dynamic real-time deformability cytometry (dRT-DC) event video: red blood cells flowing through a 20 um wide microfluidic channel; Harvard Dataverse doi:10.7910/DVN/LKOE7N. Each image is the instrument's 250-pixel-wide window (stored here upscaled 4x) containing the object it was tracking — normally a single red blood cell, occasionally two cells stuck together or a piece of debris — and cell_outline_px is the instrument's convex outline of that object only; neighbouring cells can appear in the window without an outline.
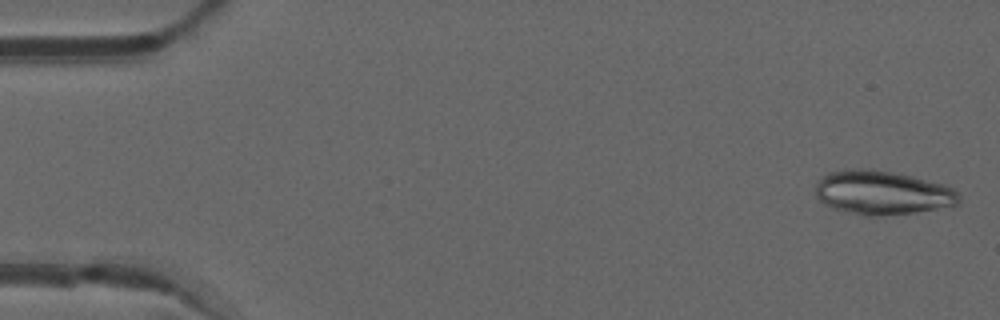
{"species": "common noctule bat (a hibernating species)", "species_latin": "Nyctalus noctula", "temperature_condition": "warm", "stored_images_in_passage": 49, "segment_of_instrument_passage": [1, 2], "camera_frame_rate_fps": 3000, "um_per_image_px": 0.085, "animal": {"sex": "male", "forearm_length_mm": 52.5}, "frame": {"image": 1, "passage_image": 1, "time_ms": 0.0, "image_size_px": [1000, 320], "cell_outline_px": [[960, 204], [956, 208], [876, 216], [860, 216], [832, 208], [824, 204], [816, 196], [816, 184], [820, 176], [828, 172], [844, 168], [872, 168], [912, 176], [944, 184], [952, 188], [960, 196]], "centroid_in_image_um": [75.02, 16.38], "position_along_channel_um": 10.0, "area_um2": 37.74}}